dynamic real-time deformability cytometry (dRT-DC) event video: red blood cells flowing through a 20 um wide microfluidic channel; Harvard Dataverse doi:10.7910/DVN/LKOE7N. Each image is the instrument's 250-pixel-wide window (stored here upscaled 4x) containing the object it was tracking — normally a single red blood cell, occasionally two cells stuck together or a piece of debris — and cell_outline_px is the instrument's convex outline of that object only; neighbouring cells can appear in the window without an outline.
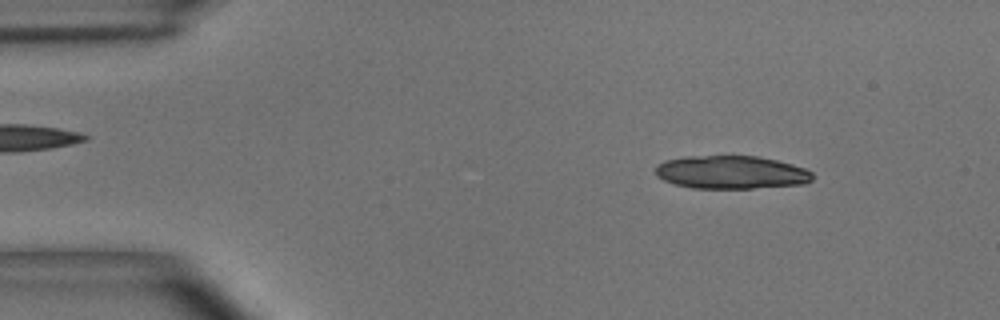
{"species": "common noctule bat (a hibernating species)", "species_latin": "Nyctalus noctula", "temperature_condition": "room temperature", "stored_images_in_passage": 22, "camera_frame_rate_fps": 3000, "um_per_image_px": 0.085, "animal": {"sex": "male", "body_mass_g": 15.6}, "frame": {"image": 1, "passage_image": 6, "time_ms": 1.667, "image_size_px": [1000, 320], "cell_outline_px": [[812, 180], [804, 184], [752, 188], [692, 188], [676, 184], [664, 180], [656, 176], [656, 164], [664, 160], [688, 156], [760, 156], [792, 164], [804, 168], [812, 172]], "centroid_in_image_um": [62.14, 14.64], "position_along_channel_um": 22.9, "area_um2": 30.35}}